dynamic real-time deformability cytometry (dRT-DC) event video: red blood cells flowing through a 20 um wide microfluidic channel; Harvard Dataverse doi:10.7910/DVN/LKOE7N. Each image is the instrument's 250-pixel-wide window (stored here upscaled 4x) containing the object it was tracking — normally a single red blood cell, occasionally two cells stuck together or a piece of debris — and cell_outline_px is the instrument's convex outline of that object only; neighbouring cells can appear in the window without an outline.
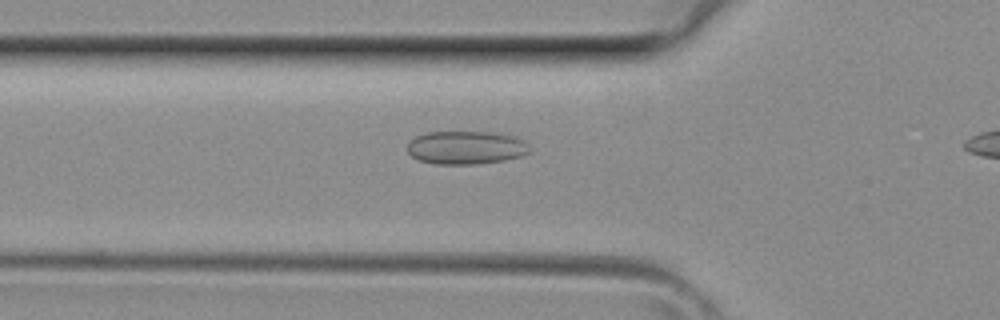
{"species": "common noctule bat (a hibernating species)", "species_latin": "Nyctalus noctula", "temperature_condition": "room temperature", "stored_images_in_passage": 25, "camera_frame_rate_fps": 3000, "um_per_image_px": 0.085, "animal": {"sex": "female", "body_mass_g": 29.2, "forearm_length_mm": 56.3}, "frame": {"image": 1, "passage_image": 6, "time_ms": 1.667, "image_size_px": [1000, 320], "cell_outline_px": [[532, 152], [520, 156], [504, 160], [476, 164], [432, 164], [420, 160], [412, 156], [408, 152], [408, 144], [416, 136], [428, 132], [488, 132], [516, 136], [524, 140], [532, 148]], "centroid_in_image_um": [39.66, 12.55], "position_along_channel_um": 86.1, "area_um2": 23.81}}
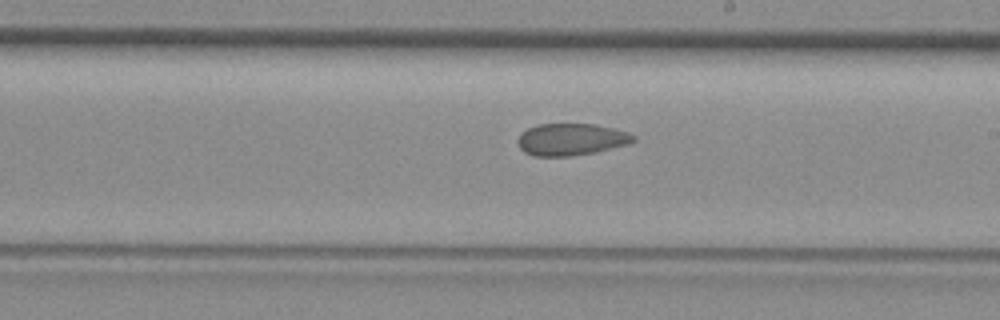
{"frame": {"image": 2, "passage_image": 15, "time_ms": 4.667, "image_size_px": [1000, 320], "cell_outline_px": [[636, 140], [628, 144], [596, 152], [572, 156], [532, 156], [524, 152], [520, 148], [520, 132], [528, 128], [540, 124], [596, 124], [628, 132], [636, 136]], "centroid_in_image_um": [48.58, 11.85], "position_along_channel_um": 240.4, "area_um2": 21.5}}
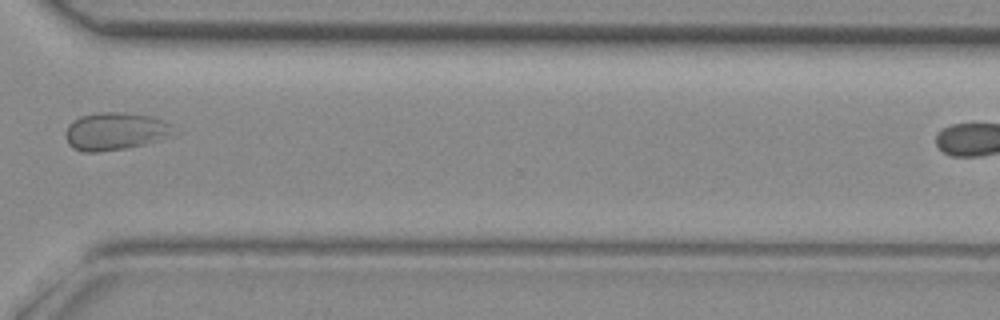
{"frame": {"image": 3, "passage_image": 22, "time_ms": 7.0, "image_size_px": [1000, 320], "cell_outline_px": [[176, 128], [144, 144], [124, 148], [100, 152], [84, 152], [72, 148], [68, 144], [64, 136], [64, 132], [68, 124], [72, 120], [80, 116], [104, 112], [120, 112], [152, 116], [164, 120], [172, 124]], "centroid_in_image_um": [9.66, 11.15], "position_along_channel_um": 360.9, "area_um2": 23.35}}